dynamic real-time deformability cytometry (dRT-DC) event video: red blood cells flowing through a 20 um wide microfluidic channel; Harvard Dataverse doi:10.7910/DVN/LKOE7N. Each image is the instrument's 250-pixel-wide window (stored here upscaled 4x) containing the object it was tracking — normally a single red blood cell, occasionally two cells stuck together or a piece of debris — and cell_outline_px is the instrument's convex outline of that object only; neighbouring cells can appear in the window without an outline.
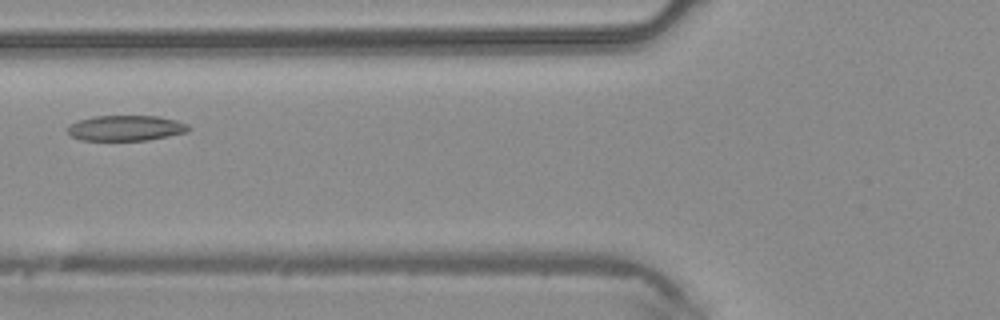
{"species": "common noctule bat (a hibernating species)", "species_latin": "Nyctalus noctula", "temperature_condition": "warm", "stored_images_in_passage": 2, "camera_frame_rate_fps": 3000, "um_per_image_px": 0.085, "animal": {"sex": "male", "body_mass_g": 20.4}, "frame": {"image": 1, "passage_image": 2, "time_ms": 0.333, "image_size_px": [1000, 320], "cell_outline_px": [[188, 132], [148, 140], [80, 140], [72, 136], [68, 132], [68, 124], [92, 116], [160, 116], [176, 120], [188, 124]], "centroid_in_image_um": [10.69, 10.88], "position_along_channel_um": 115.1, "area_um2": 17.92}}